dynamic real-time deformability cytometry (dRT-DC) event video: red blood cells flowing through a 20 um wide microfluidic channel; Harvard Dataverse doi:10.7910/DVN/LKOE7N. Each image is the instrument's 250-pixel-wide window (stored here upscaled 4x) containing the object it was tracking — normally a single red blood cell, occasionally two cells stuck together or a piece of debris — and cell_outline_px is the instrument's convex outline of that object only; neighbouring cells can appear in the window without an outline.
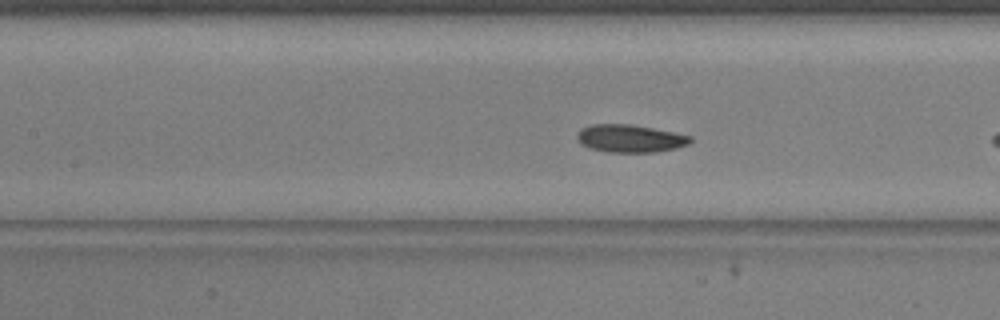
{"species": "common noctule bat (a hibernating species)", "species_latin": "Nyctalus noctula", "temperature_condition": "warm", "stored_images_in_passage": 39, "camera_frame_rate_fps": 3000, "um_per_image_px": 0.085, "animal": {"sex": "male", "body_mass_g": 20.5, "forearm_length_mm": 52.5}, "frame": {"image": 1, "passage_image": 8, "time_ms": 2.333, "image_size_px": [1000, 320], "cell_outline_px": [[692, 140], [688, 144], [676, 148], [656, 152], [608, 152], [588, 148], [580, 144], [576, 140], [576, 136], [580, 128], [592, 124], [632, 124], [692, 136]], "centroid_in_image_um": [53.5, 11.77], "position_along_channel_um": 153.9, "area_um2": 18.44}}
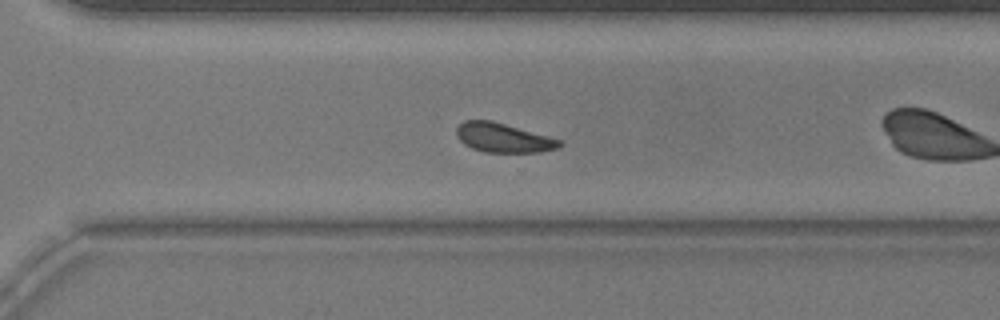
{"frame": {"image": 2, "passage_image": 22, "time_ms": 7.0, "image_size_px": [1000, 320], "cell_outline_px": [[564, 144], [560, 148], [540, 152], [484, 152], [472, 148], [464, 144], [456, 136], [456, 128], [464, 120], [492, 120], [564, 140]], "centroid_in_image_um": [42.83, 11.71], "position_along_channel_um": 327.8, "area_um2": 17.86}}
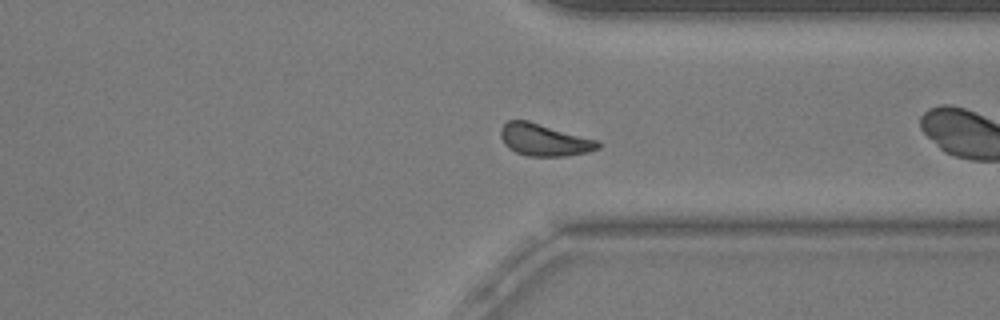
{"frame": {"image": 3, "passage_image": 25, "time_ms": 8.0, "image_size_px": [1000, 320], "cell_outline_px": [[600, 148], [588, 152], [568, 156], [528, 156], [516, 152], [508, 148], [504, 144], [500, 136], [500, 128], [508, 120], [528, 120], [600, 140]], "centroid_in_image_um": [46.28, 11.88], "position_along_channel_um": 365.1, "area_um2": 18.5}, "authors_computed_cell_mechanics": {"area_um2": 17.8602, "velocity_mm_per_s": 3.7295, "shape_relaxation_time_tau1_ms": 1.8258, "shape_relaxation_time_tau2_ms": 2.4911, "deformation_change_tau1": 0.0525, "deformation_change_tau2": 0.0653}}